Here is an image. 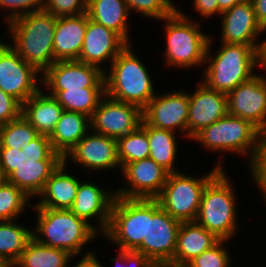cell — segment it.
I'll return each instance as SVG.
<instances>
[{"mask_svg": "<svg viewBox=\"0 0 266 267\" xmlns=\"http://www.w3.org/2000/svg\"><path fill=\"white\" fill-rule=\"evenodd\" d=\"M62 161L46 135H38L24 149L0 148V169L4 177L31 199H37Z\"/></svg>", "mask_w": 266, "mask_h": 267, "instance_id": "6da1fadb", "label": "cell"}, {"mask_svg": "<svg viewBox=\"0 0 266 267\" xmlns=\"http://www.w3.org/2000/svg\"><path fill=\"white\" fill-rule=\"evenodd\" d=\"M213 41L215 40L212 36L206 51L202 71L204 75L200 78L208 88L227 95L238 85L258 74L255 69H262L263 48L220 42L218 49L213 51L214 54L211 49Z\"/></svg>", "mask_w": 266, "mask_h": 267, "instance_id": "7a4b0ae2", "label": "cell"}, {"mask_svg": "<svg viewBox=\"0 0 266 267\" xmlns=\"http://www.w3.org/2000/svg\"><path fill=\"white\" fill-rule=\"evenodd\" d=\"M56 20L45 11L25 14L7 24L9 45L41 74L55 61L53 53Z\"/></svg>", "mask_w": 266, "mask_h": 267, "instance_id": "3957f363", "label": "cell"}, {"mask_svg": "<svg viewBox=\"0 0 266 267\" xmlns=\"http://www.w3.org/2000/svg\"><path fill=\"white\" fill-rule=\"evenodd\" d=\"M37 220L32 228L33 238L43 245L68 251L73 257L100 234L70 209L32 207ZM85 246V247H84Z\"/></svg>", "mask_w": 266, "mask_h": 267, "instance_id": "277c9868", "label": "cell"}, {"mask_svg": "<svg viewBox=\"0 0 266 267\" xmlns=\"http://www.w3.org/2000/svg\"><path fill=\"white\" fill-rule=\"evenodd\" d=\"M194 20L180 8L160 20L164 22L162 28L166 39L163 50L165 66H174V70L177 67L184 70L203 68L211 35L201 31V21Z\"/></svg>", "mask_w": 266, "mask_h": 267, "instance_id": "5b68a950", "label": "cell"}, {"mask_svg": "<svg viewBox=\"0 0 266 267\" xmlns=\"http://www.w3.org/2000/svg\"><path fill=\"white\" fill-rule=\"evenodd\" d=\"M128 44L104 72L106 95L143 110L156 95L149 69Z\"/></svg>", "mask_w": 266, "mask_h": 267, "instance_id": "8992f818", "label": "cell"}, {"mask_svg": "<svg viewBox=\"0 0 266 267\" xmlns=\"http://www.w3.org/2000/svg\"><path fill=\"white\" fill-rule=\"evenodd\" d=\"M226 170H221L204 188L195 222L220 240L231 241L240 231L235 188ZM237 231V232H236Z\"/></svg>", "mask_w": 266, "mask_h": 267, "instance_id": "52a82bcc", "label": "cell"}, {"mask_svg": "<svg viewBox=\"0 0 266 267\" xmlns=\"http://www.w3.org/2000/svg\"><path fill=\"white\" fill-rule=\"evenodd\" d=\"M217 161L202 177L184 171L168 174L161 193L155 199L172 218L180 222H195L204 188L221 170H225L222 159Z\"/></svg>", "mask_w": 266, "mask_h": 267, "instance_id": "ba28073f", "label": "cell"}, {"mask_svg": "<svg viewBox=\"0 0 266 267\" xmlns=\"http://www.w3.org/2000/svg\"><path fill=\"white\" fill-rule=\"evenodd\" d=\"M261 131L248 120L232 115H225L196 133L191 140L208 152H221L219 157L232 152L248 158L253 156Z\"/></svg>", "mask_w": 266, "mask_h": 267, "instance_id": "9c48e42d", "label": "cell"}, {"mask_svg": "<svg viewBox=\"0 0 266 267\" xmlns=\"http://www.w3.org/2000/svg\"><path fill=\"white\" fill-rule=\"evenodd\" d=\"M101 237L118 249L135 251L147 241V199L115 196L109 226Z\"/></svg>", "mask_w": 266, "mask_h": 267, "instance_id": "30bf717a", "label": "cell"}, {"mask_svg": "<svg viewBox=\"0 0 266 267\" xmlns=\"http://www.w3.org/2000/svg\"><path fill=\"white\" fill-rule=\"evenodd\" d=\"M181 222L172 218L156 199H147V241L135 250L155 266L173 265L177 235Z\"/></svg>", "mask_w": 266, "mask_h": 267, "instance_id": "8fae6325", "label": "cell"}, {"mask_svg": "<svg viewBox=\"0 0 266 267\" xmlns=\"http://www.w3.org/2000/svg\"><path fill=\"white\" fill-rule=\"evenodd\" d=\"M0 37V89L21 105L41 89L42 74Z\"/></svg>", "mask_w": 266, "mask_h": 267, "instance_id": "7c38bea8", "label": "cell"}, {"mask_svg": "<svg viewBox=\"0 0 266 267\" xmlns=\"http://www.w3.org/2000/svg\"><path fill=\"white\" fill-rule=\"evenodd\" d=\"M189 93L183 90L156 95L142 110L143 120L155 128L169 130L187 138ZM180 132V133H179Z\"/></svg>", "mask_w": 266, "mask_h": 267, "instance_id": "4fadbf2b", "label": "cell"}, {"mask_svg": "<svg viewBox=\"0 0 266 267\" xmlns=\"http://www.w3.org/2000/svg\"><path fill=\"white\" fill-rule=\"evenodd\" d=\"M91 132V133H90ZM69 159V160H68ZM66 164L73 163L85 172L92 173L119 169L117 139L90 130L63 158ZM70 161V162H69Z\"/></svg>", "mask_w": 266, "mask_h": 267, "instance_id": "5bb4252c", "label": "cell"}, {"mask_svg": "<svg viewBox=\"0 0 266 267\" xmlns=\"http://www.w3.org/2000/svg\"><path fill=\"white\" fill-rule=\"evenodd\" d=\"M41 77V86L46 91L105 88L104 72L78 60L56 61Z\"/></svg>", "mask_w": 266, "mask_h": 267, "instance_id": "9a60e30c", "label": "cell"}, {"mask_svg": "<svg viewBox=\"0 0 266 267\" xmlns=\"http://www.w3.org/2000/svg\"><path fill=\"white\" fill-rule=\"evenodd\" d=\"M142 119L138 106L105 95L90 118L91 130L118 139L135 131Z\"/></svg>", "mask_w": 266, "mask_h": 267, "instance_id": "2e32d148", "label": "cell"}, {"mask_svg": "<svg viewBox=\"0 0 266 267\" xmlns=\"http://www.w3.org/2000/svg\"><path fill=\"white\" fill-rule=\"evenodd\" d=\"M265 75V76H264ZM228 114L266 131V74L258 73L227 94Z\"/></svg>", "mask_w": 266, "mask_h": 267, "instance_id": "e0dca14e", "label": "cell"}, {"mask_svg": "<svg viewBox=\"0 0 266 267\" xmlns=\"http://www.w3.org/2000/svg\"><path fill=\"white\" fill-rule=\"evenodd\" d=\"M121 174L126 186L116 188V196L155 199L161 193L169 173L151 158H146L126 164Z\"/></svg>", "mask_w": 266, "mask_h": 267, "instance_id": "ac0fdd59", "label": "cell"}, {"mask_svg": "<svg viewBox=\"0 0 266 267\" xmlns=\"http://www.w3.org/2000/svg\"><path fill=\"white\" fill-rule=\"evenodd\" d=\"M220 16L221 43L244 44L250 45L252 48H264L265 41H259L258 37L260 38L265 31L257 21L251 0L235 4L232 8L222 12Z\"/></svg>", "mask_w": 266, "mask_h": 267, "instance_id": "d6986e66", "label": "cell"}, {"mask_svg": "<svg viewBox=\"0 0 266 267\" xmlns=\"http://www.w3.org/2000/svg\"><path fill=\"white\" fill-rule=\"evenodd\" d=\"M115 196L113 189L105 190L92 180L80 181L75 201L70 210L79 218L84 219L102 236L109 226ZM94 222L96 226L93 224Z\"/></svg>", "mask_w": 266, "mask_h": 267, "instance_id": "ffe728a7", "label": "cell"}, {"mask_svg": "<svg viewBox=\"0 0 266 267\" xmlns=\"http://www.w3.org/2000/svg\"><path fill=\"white\" fill-rule=\"evenodd\" d=\"M127 45L119 34L88 18L78 61L96 66L105 72V63L111 64Z\"/></svg>", "mask_w": 266, "mask_h": 267, "instance_id": "44dd1931", "label": "cell"}, {"mask_svg": "<svg viewBox=\"0 0 266 267\" xmlns=\"http://www.w3.org/2000/svg\"><path fill=\"white\" fill-rule=\"evenodd\" d=\"M189 92L187 140L201 129L228 114L227 95L208 88L203 82Z\"/></svg>", "mask_w": 266, "mask_h": 267, "instance_id": "7402d4cb", "label": "cell"}, {"mask_svg": "<svg viewBox=\"0 0 266 267\" xmlns=\"http://www.w3.org/2000/svg\"><path fill=\"white\" fill-rule=\"evenodd\" d=\"M68 165L62 161L46 181L44 189L37 196L38 202L32 207L50 209H71L81 178L66 170ZM68 172V173H67Z\"/></svg>", "mask_w": 266, "mask_h": 267, "instance_id": "603a6c76", "label": "cell"}, {"mask_svg": "<svg viewBox=\"0 0 266 267\" xmlns=\"http://www.w3.org/2000/svg\"><path fill=\"white\" fill-rule=\"evenodd\" d=\"M88 18L87 13L57 17L53 41L55 61L78 60Z\"/></svg>", "mask_w": 266, "mask_h": 267, "instance_id": "cb8c5ba5", "label": "cell"}, {"mask_svg": "<svg viewBox=\"0 0 266 267\" xmlns=\"http://www.w3.org/2000/svg\"><path fill=\"white\" fill-rule=\"evenodd\" d=\"M64 108L42 88L22 104L21 115L39 135L50 136Z\"/></svg>", "mask_w": 266, "mask_h": 267, "instance_id": "d4e9b609", "label": "cell"}, {"mask_svg": "<svg viewBox=\"0 0 266 267\" xmlns=\"http://www.w3.org/2000/svg\"><path fill=\"white\" fill-rule=\"evenodd\" d=\"M220 241L196 222H181L173 258L174 266H186L191 260Z\"/></svg>", "mask_w": 266, "mask_h": 267, "instance_id": "484cf974", "label": "cell"}, {"mask_svg": "<svg viewBox=\"0 0 266 267\" xmlns=\"http://www.w3.org/2000/svg\"><path fill=\"white\" fill-rule=\"evenodd\" d=\"M87 14L91 20L113 30L132 44L128 22L131 13L125 0H87Z\"/></svg>", "mask_w": 266, "mask_h": 267, "instance_id": "4316f807", "label": "cell"}, {"mask_svg": "<svg viewBox=\"0 0 266 267\" xmlns=\"http://www.w3.org/2000/svg\"><path fill=\"white\" fill-rule=\"evenodd\" d=\"M90 130V117L79 112L64 111L49 140L54 151L64 158Z\"/></svg>", "mask_w": 266, "mask_h": 267, "instance_id": "83f0119b", "label": "cell"}, {"mask_svg": "<svg viewBox=\"0 0 266 267\" xmlns=\"http://www.w3.org/2000/svg\"><path fill=\"white\" fill-rule=\"evenodd\" d=\"M178 133L155 128L147 124V136L150 146L149 158L159 164L169 174L179 172L175 167L178 151Z\"/></svg>", "mask_w": 266, "mask_h": 267, "instance_id": "f1b7e54d", "label": "cell"}, {"mask_svg": "<svg viewBox=\"0 0 266 267\" xmlns=\"http://www.w3.org/2000/svg\"><path fill=\"white\" fill-rule=\"evenodd\" d=\"M75 258L63 249L38 243L32 238L14 267H67Z\"/></svg>", "mask_w": 266, "mask_h": 267, "instance_id": "f546056e", "label": "cell"}, {"mask_svg": "<svg viewBox=\"0 0 266 267\" xmlns=\"http://www.w3.org/2000/svg\"><path fill=\"white\" fill-rule=\"evenodd\" d=\"M54 96L64 111L79 112L92 117L102 98L105 88H81L65 91H46Z\"/></svg>", "mask_w": 266, "mask_h": 267, "instance_id": "4dcf8cb0", "label": "cell"}, {"mask_svg": "<svg viewBox=\"0 0 266 267\" xmlns=\"http://www.w3.org/2000/svg\"><path fill=\"white\" fill-rule=\"evenodd\" d=\"M31 229L16 220L0 221V256L14 265L33 238Z\"/></svg>", "mask_w": 266, "mask_h": 267, "instance_id": "1f68e13d", "label": "cell"}, {"mask_svg": "<svg viewBox=\"0 0 266 267\" xmlns=\"http://www.w3.org/2000/svg\"><path fill=\"white\" fill-rule=\"evenodd\" d=\"M117 150L121 169L128 163L149 158L147 123L143 119L135 131L117 139Z\"/></svg>", "mask_w": 266, "mask_h": 267, "instance_id": "d6a6232c", "label": "cell"}, {"mask_svg": "<svg viewBox=\"0 0 266 267\" xmlns=\"http://www.w3.org/2000/svg\"><path fill=\"white\" fill-rule=\"evenodd\" d=\"M32 199L7 180L0 186V221L17 220L27 208H32Z\"/></svg>", "mask_w": 266, "mask_h": 267, "instance_id": "836d02e7", "label": "cell"}, {"mask_svg": "<svg viewBox=\"0 0 266 267\" xmlns=\"http://www.w3.org/2000/svg\"><path fill=\"white\" fill-rule=\"evenodd\" d=\"M38 135L31 124L20 115L0 126V148L24 149Z\"/></svg>", "mask_w": 266, "mask_h": 267, "instance_id": "e575fe53", "label": "cell"}, {"mask_svg": "<svg viewBox=\"0 0 266 267\" xmlns=\"http://www.w3.org/2000/svg\"><path fill=\"white\" fill-rule=\"evenodd\" d=\"M130 13L141 14L145 19L162 20L178 8L172 0H125Z\"/></svg>", "mask_w": 266, "mask_h": 267, "instance_id": "d590c367", "label": "cell"}, {"mask_svg": "<svg viewBox=\"0 0 266 267\" xmlns=\"http://www.w3.org/2000/svg\"><path fill=\"white\" fill-rule=\"evenodd\" d=\"M247 165L251 180L257 186L262 201L266 202V131L260 133L255 152Z\"/></svg>", "mask_w": 266, "mask_h": 267, "instance_id": "8d00e7d4", "label": "cell"}, {"mask_svg": "<svg viewBox=\"0 0 266 267\" xmlns=\"http://www.w3.org/2000/svg\"><path fill=\"white\" fill-rule=\"evenodd\" d=\"M226 242L230 241L220 240L212 248L191 260L186 267H232V255L225 246Z\"/></svg>", "mask_w": 266, "mask_h": 267, "instance_id": "74e56055", "label": "cell"}, {"mask_svg": "<svg viewBox=\"0 0 266 267\" xmlns=\"http://www.w3.org/2000/svg\"><path fill=\"white\" fill-rule=\"evenodd\" d=\"M2 10L7 13L3 16V22L8 24L25 14L43 11V0H0Z\"/></svg>", "mask_w": 266, "mask_h": 267, "instance_id": "f35d334b", "label": "cell"}, {"mask_svg": "<svg viewBox=\"0 0 266 267\" xmlns=\"http://www.w3.org/2000/svg\"><path fill=\"white\" fill-rule=\"evenodd\" d=\"M43 11L55 17L87 13V0H43Z\"/></svg>", "mask_w": 266, "mask_h": 267, "instance_id": "ab89813d", "label": "cell"}, {"mask_svg": "<svg viewBox=\"0 0 266 267\" xmlns=\"http://www.w3.org/2000/svg\"><path fill=\"white\" fill-rule=\"evenodd\" d=\"M116 257L110 261L115 267H156L145 255L134 250L116 249Z\"/></svg>", "mask_w": 266, "mask_h": 267, "instance_id": "60d3db41", "label": "cell"}, {"mask_svg": "<svg viewBox=\"0 0 266 267\" xmlns=\"http://www.w3.org/2000/svg\"><path fill=\"white\" fill-rule=\"evenodd\" d=\"M22 105L0 89V126L21 115Z\"/></svg>", "mask_w": 266, "mask_h": 267, "instance_id": "b9f144b4", "label": "cell"}, {"mask_svg": "<svg viewBox=\"0 0 266 267\" xmlns=\"http://www.w3.org/2000/svg\"><path fill=\"white\" fill-rule=\"evenodd\" d=\"M192 9L200 15L203 19L213 18L212 16H219L218 0H191Z\"/></svg>", "mask_w": 266, "mask_h": 267, "instance_id": "7bdbcfd3", "label": "cell"}, {"mask_svg": "<svg viewBox=\"0 0 266 267\" xmlns=\"http://www.w3.org/2000/svg\"><path fill=\"white\" fill-rule=\"evenodd\" d=\"M83 253H82V258H80V260L77 261V264L71 266L70 264L71 261H70L67 267H104L99 258H97L95 251L87 250L86 253L85 252Z\"/></svg>", "mask_w": 266, "mask_h": 267, "instance_id": "ee69618b", "label": "cell"}, {"mask_svg": "<svg viewBox=\"0 0 266 267\" xmlns=\"http://www.w3.org/2000/svg\"><path fill=\"white\" fill-rule=\"evenodd\" d=\"M254 6L257 21L263 28L266 27V0H251Z\"/></svg>", "mask_w": 266, "mask_h": 267, "instance_id": "f6af8a7d", "label": "cell"}, {"mask_svg": "<svg viewBox=\"0 0 266 267\" xmlns=\"http://www.w3.org/2000/svg\"><path fill=\"white\" fill-rule=\"evenodd\" d=\"M246 0H218V4H219V15L232 8L235 4L237 3H241L244 2Z\"/></svg>", "mask_w": 266, "mask_h": 267, "instance_id": "bcb514c9", "label": "cell"}, {"mask_svg": "<svg viewBox=\"0 0 266 267\" xmlns=\"http://www.w3.org/2000/svg\"><path fill=\"white\" fill-rule=\"evenodd\" d=\"M265 44L262 52V72H266V39H264Z\"/></svg>", "mask_w": 266, "mask_h": 267, "instance_id": "7dc6e473", "label": "cell"}, {"mask_svg": "<svg viewBox=\"0 0 266 267\" xmlns=\"http://www.w3.org/2000/svg\"><path fill=\"white\" fill-rule=\"evenodd\" d=\"M0 267H14L5 257L0 256Z\"/></svg>", "mask_w": 266, "mask_h": 267, "instance_id": "c3c4849f", "label": "cell"}, {"mask_svg": "<svg viewBox=\"0 0 266 267\" xmlns=\"http://www.w3.org/2000/svg\"><path fill=\"white\" fill-rule=\"evenodd\" d=\"M6 180V178L4 177L2 170L0 169V186L3 184V182Z\"/></svg>", "mask_w": 266, "mask_h": 267, "instance_id": "681fc988", "label": "cell"}, {"mask_svg": "<svg viewBox=\"0 0 266 267\" xmlns=\"http://www.w3.org/2000/svg\"><path fill=\"white\" fill-rule=\"evenodd\" d=\"M156 267H186V266H174V265H171V264H163V265H158Z\"/></svg>", "mask_w": 266, "mask_h": 267, "instance_id": "f907efd6", "label": "cell"}]
</instances>
